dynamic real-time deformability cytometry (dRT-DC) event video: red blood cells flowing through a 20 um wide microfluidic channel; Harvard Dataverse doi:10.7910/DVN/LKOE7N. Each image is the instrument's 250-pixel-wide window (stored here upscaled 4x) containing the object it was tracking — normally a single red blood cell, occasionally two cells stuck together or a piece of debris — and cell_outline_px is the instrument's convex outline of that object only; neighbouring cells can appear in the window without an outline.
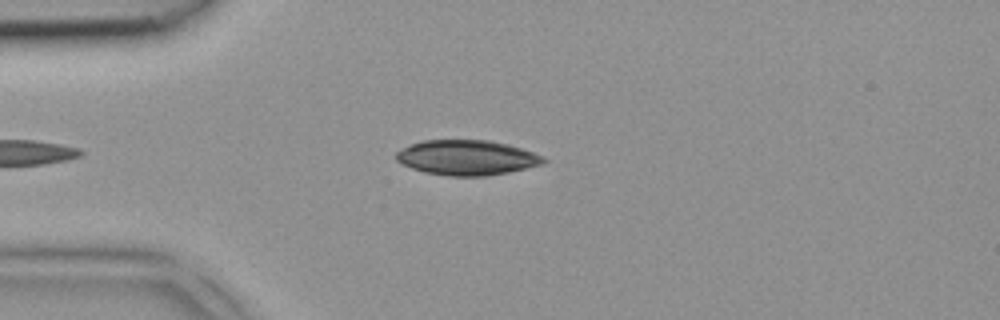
{"species": "common noctule bat (a hibernating species)", "species_latin": "Nyctalus noctula", "temperature_condition": "room temperature", "stored_images_in_passage": 4, "camera_frame_rate_fps": 3000, "um_per_image_px": 0.085, "animal": {"sex": "female", "body_mass_g": 18.4}, "frame": {"image": 1, "passage_image": 4, "time_ms": 1.0, "image_size_px": [1000, 320], "cell_outline_px": [[548, 160], [544, 164], [508, 172], [488, 176], [448, 176], [424, 172], [400, 164], [396, 160], [396, 152], [412, 144], [424, 140], [488, 140], [508, 144], [544, 156]], "centroid_in_image_um": [39.7, 13.4], "position_along_channel_um": 45.3, "area_um2": 30.11}}